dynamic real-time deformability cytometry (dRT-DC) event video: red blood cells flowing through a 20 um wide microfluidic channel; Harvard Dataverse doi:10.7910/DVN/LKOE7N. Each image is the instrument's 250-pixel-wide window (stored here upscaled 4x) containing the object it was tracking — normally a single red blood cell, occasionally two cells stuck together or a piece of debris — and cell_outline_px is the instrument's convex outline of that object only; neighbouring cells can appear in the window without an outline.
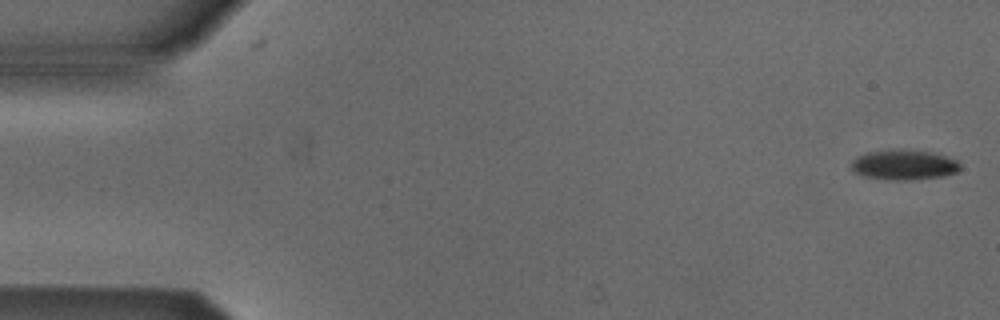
{"species": "Egyptian fruit bat (a non-hibernating species)", "species_latin": "Rousettus aegyptiacus", "temperature_condition": "cold", "stored_images_in_passage": 5, "camera_frame_rate_fps": 3000, "um_per_image_px": 0.085, "animal": {"sex": "male"}, "frame": {"image": 1, "passage_image": 1, "time_ms": 0.0, "image_size_px": [1000, 320], "cell_outline_px": [[960, 168], [956, 172], [940, 176], [912, 180], [884, 180], [864, 176], [856, 172], [852, 168], [852, 160], [856, 156], [868, 152], [900, 148], [908, 148], [932, 152], [956, 160], [960, 164]], "centroid_in_image_um": [76.81, 13.99], "position_along_channel_um": 8.2, "area_um2": 19.25}}
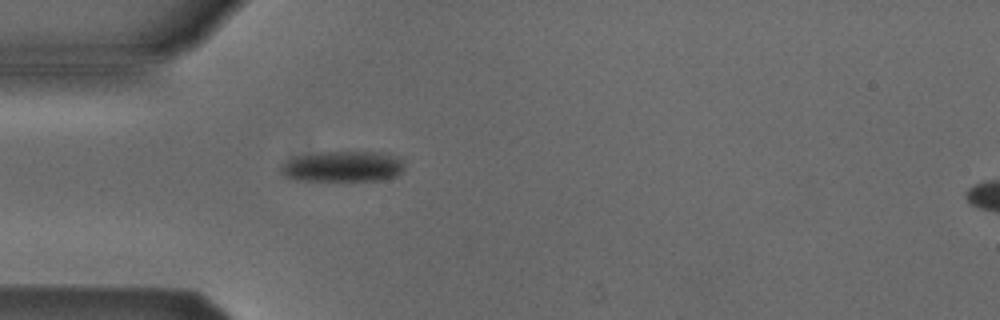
{"frame": {"image": 2, "passage_image": 5, "time_ms": 4.667, "image_size_px": [1000, 320], "cell_outline_px": [[404, 168], [396, 176], [384, 180], [296, 180], [284, 176], [280, 172], [280, 164], [296, 156], [316, 152], [388, 152], [400, 156], [404, 160]], "centroid_in_image_um": [29.17, 14.13], "position_along_channel_um": 55.8, "area_um2": 22.54}}